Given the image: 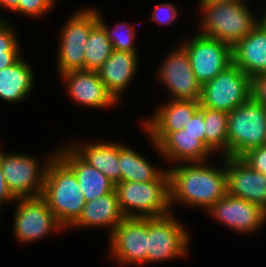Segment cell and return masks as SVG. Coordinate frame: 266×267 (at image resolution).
Instances as JSON below:
<instances>
[{"mask_svg": "<svg viewBox=\"0 0 266 267\" xmlns=\"http://www.w3.org/2000/svg\"><path fill=\"white\" fill-rule=\"evenodd\" d=\"M179 43L186 49L193 74L203 85L233 64V47L223 41L208 38L196 30Z\"/></svg>", "mask_w": 266, "mask_h": 267, "instance_id": "13", "label": "cell"}, {"mask_svg": "<svg viewBox=\"0 0 266 267\" xmlns=\"http://www.w3.org/2000/svg\"><path fill=\"white\" fill-rule=\"evenodd\" d=\"M139 52L113 50L109 58L97 70L108 92L120 104L126 89L130 88L140 68Z\"/></svg>", "mask_w": 266, "mask_h": 267, "instance_id": "19", "label": "cell"}, {"mask_svg": "<svg viewBox=\"0 0 266 267\" xmlns=\"http://www.w3.org/2000/svg\"><path fill=\"white\" fill-rule=\"evenodd\" d=\"M36 75L24 54L13 65L0 70V101L18 105L28 100L36 86Z\"/></svg>", "mask_w": 266, "mask_h": 267, "instance_id": "24", "label": "cell"}, {"mask_svg": "<svg viewBox=\"0 0 266 267\" xmlns=\"http://www.w3.org/2000/svg\"><path fill=\"white\" fill-rule=\"evenodd\" d=\"M23 52H3L0 53V70L13 65L22 55Z\"/></svg>", "mask_w": 266, "mask_h": 267, "instance_id": "36", "label": "cell"}, {"mask_svg": "<svg viewBox=\"0 0 266 267\" xmlns=\"http://www.w3.org/2000/svg\"><path fill=\"white\" fill-rule=\"evenodd\" d=\"M251 97V78L234 63L202 85L200 106L230 113Z\"/></svg>", "mask_w": 266, "mask_h": 267, "instance_id": "12", "label": "cell"}, {"mask_svg": "<svg viewBox=\"0 0 266 267\" xmlns=\"http://www.w3.org/2000/svg\"><path fill=\"white\" fill-rule=\"evenodd\" d=\"M142 131L167 168L178 163L206 162L215 156L198 136L186 133L184 128L171 133Z\"/></svg>", "mask_w": 266, "mask_h": 267, "instance_id": "15", "label": "cell"}, {"mask_svg": "<svg viewBox=\"0 0 266 267\" xmlns=\"http://www.w3.org/2000/svg\"><path fill=\"white\" fill-rule=\"evenodd\" d=\"M205 122V146L215 155L228 156V119L229 114L224 111L203 107Z\"/></svg>", "mask_w": 266, "mask_h": 267, "instance_id": "26", "label": "cell"}, {"mask_svg": "<svg viewBox=\"0 0 266 267\" xmlns=\"http://www.w3.org/2000/svg\"><path fill=\"white\" fill-rule=\"evenodd\" d=\"M251 97L266 108V73L251 78Z\"/></svg>", "mask_w": 266, "mask_h": 267, "instance_id": "34", "label": "cell"}, {"mask_svg": "<svg viewBox=\"0 0 266 267\" xmlns=\"http://www.w3.org/2000/svg\"><path fill=\"white\" fill-rule=\"evenodd\" d=\"M233 63L250 78L266 73V15L233 47Z\"/></svg>", "mask_w": 266, "mask_h": 267, "instance_id": "23", "label": "cell"}, {"mask_svg": "<svg viewBox=\"0 0 266 267\" xmlns=\"http://www.w3.org/2000/svg\"><path fill=\"white\" fill-rule=\"evenodd\" d=\"M120 209L127 218H154L170 214L169 180L117 182Z\"/></svg>", "mask_w": 266, "mask_h": 267, "instance_id": "7", "label": "cell"}, {"mask_svg": "<svg viewBox=\"0 0 266 267\" xmlns=\"http://www.w3.org/2000/svg\"><path fill=\"white\" fill-rule=\"evenodd\" d=\"M217 157L219 162H213L215 157L212 162L178 163L168 167L170 208L173 213L175 205L199 209L204 213L228 193L225 156Z\"/></svg>", "mask_w": 266, "mask_h": 267, "instance_id": "1", "label": "cell"}, {"mask_svg": "<svg viewBox=\"0 0 266 267\" xmlns=\"http://www.w3.org/2000/svg\"><path fill=\"white\" fill-rule=\"evenodd\" d=\"M172 47L166 52L167 55L163 56L158 69L154 70L156 72L153 78L161 84L160 87L166 88V99L200 101L202 84L193 74L186 49L179 42Z\"/></svg>", "mask_w": 266, "mask_h": 267, "instance_id": "10", "label": "cell"}, {"mask_svg": "<svg viewBox=\"0 0 266 267\" xmlns=\"http://www.w3.org/2000/svg\"><path fill=\"white\" fill-rule=\"evenodd\" d=\"M0 147V166L6 184L17 198L41 196L49 162L57 153V148L41 157L22 152H5ZM38 158V159H37Z\"/></svg>", "mask_w": 266, "mask_h": 267, "instance_id": "4", "label": "cell"}, {"mask_svg": "<svg viewBox=\"0 0 266 267\" xmlns=\"http://www.w3.org/2000/svg\"><path fill=\"white\" fill-rule=\"evenodd\" d=\"M228 157H241L250 149L266 145V108L250 97L229 113Z\"/></svg>", "mask_w": 266, "mask_h": 267, "instance_id": "9", "label": "cell"}, {"mask_svg": "<svg viewBox=\"0 0 266 267\" xmlns=\"http://www.w3.org/2000/svg\"><path fill=\"white\" fill-rule=\"evenodd\" d=\"M125 218L123 215L116 191L107 193L87 201L82 209L79 218L68 228V230H75L78 228L86 230L105 229L108 231V237L112 231Z\"/></svg>", "mask_w": 266, "mask_h": 267, "instance_id": "21", "label": "cell"}, {"mask_svg": "<svg viewBox=\"0 0 266 267\" xmlns=\"http://www.w3.org/2000/svg\"><path fill=\"white\" fill-rule=\"evenodd\" d=\"M240 158L257 172L266 175V145L250 149Z\"/></svg>", "mask_w": 266, "mask_h": 267, "instance_id": "32", "label": "cell"}, {"mask_svg": "<svg viewBox=\"0 0 266 267\" xmlns=\"http://www.w3.org/2000/svg\"><path fill=\"white\" fill-rule=\"evenodd\" d=\"M205 127L203 106H200V109L183 128L185 129L186 133L193 136H198V139L205 145Z\"/></svg>", "mask_w": 266, "mask_h": 267, "instance_id": "33", "label": "cell"}, {"mask_svg": "<svg viewBox=\"0 0 266 267\" xmlns=\"http://www.w3.org/2000/svg\"><path fill=\"white\" fill-rule=\"evenodd\" d=\"M118 160L121 182H150L169 180L167 167L152 163L147 157L125 142L118 141Z\"/></svg>", "mask_w": 266, "mask_h": 267, "instance_id": "25", "label": "cell"}, {"mask_svg": "<svg viewBox=\"0 0 266 267\" xmlns=\"http://www.w3.org/2000/svg\"><path fill=\"white\" fill-rule=\"evenodd\" d=\"M77 7L60 27L57 43V67L59 76L67 71L84 69L85 47L91 29L98 23L96 7Z\"/></svg>", "mask_w": 266, "mask_h": 267, "instance_id": "5", "label": "cell"}, {"mask_svg": "<svg viewBox=\"0 0 266 267\" xmlns=\"http://www.w3.org/2000/svg\"><path fill=\"white\" fill-rule=\"evenodd\" d=\"M85 140V141H84ZM68 141V145L90 166L98 169L115 184L121 182V172L118 160V142L93 139Z\"/></svg>", "mask_w": 266, "mask_h": 267, "instance_id": "22", "label": "cell"}, {"mask_svg": "<svg viewBox=\"0 0 266 267\" xmlns=\"http://www.w3.org/2000/svg\"><path fill=\"white\" fill-rule=\"evenodd\" d=\"M197 4L199 25L194 27L195 30L201 35L223 41L232 47L247 36L266 15V3L262 10H257L259 12L252 9L255 7H252L251 3L198 2Z\"/></svg>", "mask_w": 266, "mask_h": 267, "instance_id": "2", "label": "cell"}, {"mask_svg": "<svg viewBox=\"0 0 266 267\" xmlns=\"http://www.w3.org/2000/svg\"><path fill=\"white\" fill-rule=\"evenodd\" d=\"M41 197L66 230L86 203L74 172L57 155L48 164Z\"/></svg>", "mask_w": 266, "mask_h": 267, "instance_id": "3", "label": "cell"}, {"mask_svg": "<svg viewBox=\"0 0 266 267\" xmlns=\"http://www.w3.org/2000/svg\"><path fill=\"white\" fill-rule=\"evenodd\" d=\"M199 109V101L167 99L160 102L149 116L140 120V127L146 133L176 132L186 126Z\"/></svg>", "mask_w": 266, "mask_h": 267, "instance_id": "18", "label": "cell"}, {"mask_svg": "<svg viewBox=\"0 0 266 267\" xmlns=\"http://www.w3.org/2000/svg\"><path fill=\"white\" fill-rule=\"evenodd\" d=\"M20 0H0V10L8 11L10 14L19 6ZM5 9V10H4Z\"/></svg>", "mask_w": 266, "mask_h": 267, "instance_id": "37", "label": "cell"}, {"mask_svg": "<svg viewBox=\"0 0 266 267\" xmlns=\"http://www.w3.org/2000/svg\"><path fill=\"white\" fill-rule=\"evenodd\" d=\"M149 218H127L107 238V259L120 267L147 265Z\"/></svg>", "mask_w": 266, "mask_h": 267, "instance_id": "11", "label": "cell"}, {"mask_svg": "<svg viewBox=\"0 0 266 267\" xmlns=\"http://www.w3.org/2000/svg\"><path fill=\"white\" fill-rule=\"evenodd\" d=\"M9 18L0 19V53L3 52H22L20 36L15 29L14 23Z\"/></svg>", "mask_w": 266, "mask_h": 267, "instance_id": "30", "label": "cell"}, {"mask_svg": "<svg viewBox=\"0 0 266 267\" xmlns=\"http://www.w3.org/2000/svg\"><path fill=\"white\" fill-rule=\"evenodd\" d=\"M113 52L106 30L98 22L90 31L85 47L84 69L97 71Z\"/></svg>", "mask_w": 266, "mask_h": 267, "instance_id": "27", "label": "cell"}, {"mask_svg": "<svg viewBox=\"0 0 266 267\" xmlns=\"http://www.w3.org/2000/svg\"><path fill=\"white\" fill-rule=\"evenodd\" d=\"M56 155L74 172L86 202L115 191V183L85 162L66 142L57 147Z\"/></svg>", "mask_w": 266, "mask_h": 267, "instance_id": "20", "label": "cell"}, {"mask_svg": "<svg viewBox=\"0 0 266 267\" xmlns=\"http://www.w3.org/2000/svg\"><path fill=\"white\" fill-rule=\"evenodd\" d=\"M205 213L233 233L242 236L256 235L266 225V210L258 204L227 193ZM217 220V221H216ZM262 229V230H261ZM255 233V234H254Z\"/></svg>", "mask_w": 266, "mask_h": 267, "instance_id": "14", "label": "cell"}, {"mask_svg": "<svg viewBox=\"0 0 266 267\" xmlns=\"http://www.w3.org/2000/svg\"><path fill=\"white\" fill-rule=\"evenodd\" d=\"M175 213L149 218L147 265L185 259L191 254L192 235ZM185 224V225H184Z\"/></svg>", "mask_w": 266, "mask_h": 267, "instance_id": "6", "label": "cell"}, {"mask_svg": "<svg viewBox=\"0 0 266 267\" xmlns=\"http://www.w3.org/2000/svg\"><path fill=\"white\" fill-rule=\"evenodd\" d=\"M98 11V22L104 27L106 30L107 36L111 41L113 50L115 51H123V52H138V46L136 47V28L137 23L133 24L126 22L125 20L122 22H117L112 27L108 24L104 19V15L100 12L101 9L96 8ZM111 27V28H110Z\"/></svg>", "mask_w": 266, "mask_h": 267, "instance_id": "28", "label": "cell"}, {"mask_svg": "<svg viewBox=\"0 0 266 267\" xmlns=\"http://www.w3.org/2000/svg\"><path fill=\"white\" fill-rule=\"evenodd\" d=\"M12 233L21 246L31 245L66 229L41 197L17 198L14 203Z\"/></svg>", "mask_w": 266, "mask_h": 267, "instance_id": "8", "label": "cell"}, {"mask_svg": "<svg viewBox=\"0 0 266 267\" xmlns=\"http://www.w3.org/2000/svg\"><path fill=\"white\" fill-rule=\"evenodd\" d=\"M16 201V198L12 195L10 192L5 177L3 175V171L0 166V211H2V208L8 204H14ZM2 207V208H1ZM1 213V212H0Z\"/></svg>", "mask_w": 266, "mask_h": 267, "instance_id": "35", "label": "cell"}, {"mask_svg": "<svg viewBox=\"0 0 266 267\" xmlns=\"http://www.w3.org/2000/svg\"><path fill=\"white\" fill-rule=\"evenodd\" d=\"M227 192L260 205L266 210V175L257 172L240 157L225 156Z\"/></svg>", "mask_w": 266, "mask_h": 267, "instance_id": "17", "label": "cell"}, {"mask_svg": "<svg viewBox=\"0 0 266 267\" xmlns=\"http://www.w3.org/2000/svg\"><path fill=\"white\" fill-rule=\"evenodd\" d=\"M63 83L64 91L70 101L78 107L104 109L118 107V103L108 92L101 81L97 71L94 70H71L58 76ZM107 108V109H106Z\"/></svg>", "mask_w": 266, "mask_h": 267, "instance_id": "16", "label": "cell"}, {"mask_svg": "<svg viewBox=\"0 0 266 267\" xmlns=\"http://www.w3.org/2000/svg\"><path fill=\"white\" fill-rule=\"evenodd\" d=\"M0 19H6V16L5 15L3 16L0 14Z\"/></svg>", "mask_w": 266, "mask_h": 267, "instance_id": "39", "label": "cell"}, {"mask_svg": "<svg viewBox=\"0 0 266 267\" xmlns=\"http://www.w3.org/2000/svg\"><path fill=\"white\" fill-rule=\"evenodd\" d=\"M254 1V0H251ZM197 2H237V3H250V0H198Z\"/></svg>", "mask_w": 266, "mask_h": 267, "instance_id": "38", "label": "cell"}, {"mask_svg": "<svg viewBox=\"0 0 266 267\" xmlns=\"http://www.w3.org/2000/svg\"><path fill=\"white\" fill-rule=\"evenodd\" d=\"M179 4H174L173 2H162L158 3L153 7L150 14V21L161 25L162 27L172 26L174 22L176 23L179 14Z\"/></svg>", "mask_w": 266, "mask_h": 267, "instance_id": "31", "label": "cell"}, {"mask_svg": "<svg viewBox=\"0 0 266 267\" xmlns=\"http://www.w3.org/2000/svg\"><path fill=\"white\" fill-rule=\"evenodd\" d=\"M57 3L59 0H20L19 6L12 13L40 20L46 17V14H51Z\"/></svg>", "mask_w": 266, "mask_h": 267, "instance_id": "29", "label": "cell"}]
</instances>
